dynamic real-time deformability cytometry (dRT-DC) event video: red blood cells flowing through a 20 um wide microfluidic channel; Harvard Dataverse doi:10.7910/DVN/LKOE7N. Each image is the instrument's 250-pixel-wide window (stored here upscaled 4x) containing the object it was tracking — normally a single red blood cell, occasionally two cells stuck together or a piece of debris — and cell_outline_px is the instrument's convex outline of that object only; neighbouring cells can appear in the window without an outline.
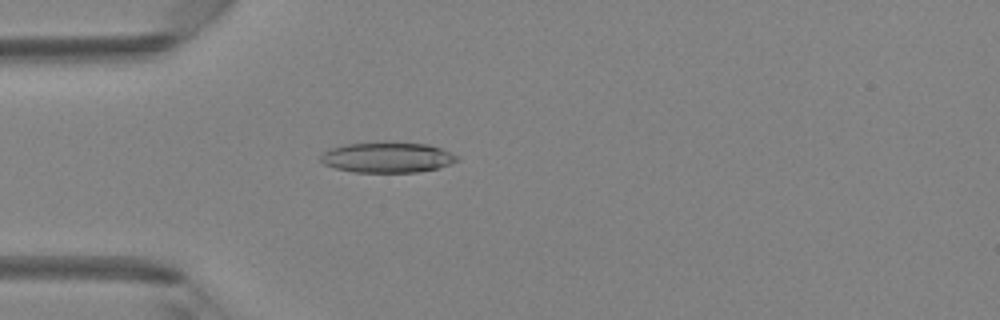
{"species": "Egyptian fruit bat (a non-hibernating species)", "species_latin": "Rousettus aegyptiacus", "temperature_condition": "room temperature", "stored_images_in_passage": 49, "camera_frame_rate_fps": 3000, "um_per_image_px": 0.085, "animal": {"sex": "female"}, "frame": {"image": 1, "passage_image": 14, "time_ms": 4.333, "image_size_px": [1000, 320], "cell_outline_px": [[460, 160], [440, 168], [416, 172], [352, 172], [336, 168], [324, 164], [320, 160], [320, 156], [328, 148], [348, 144], [384, 140], [428, 144], [440, 148], [460, 156]], "centroid_in_image_um": [32.95, 13.35], "position_along_channel_um": 52.1, "area_um2": 24.85}}
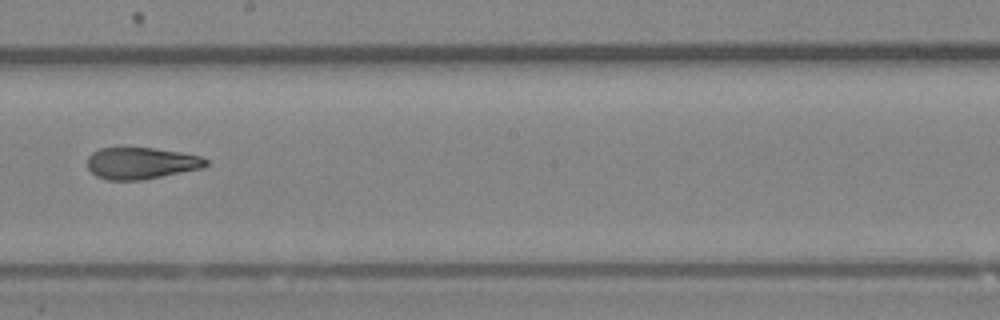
{"frame": {"image": 2, "passage_image": 28, "time_ms": 9.0, "image_size_px": [1000, 320], "cell_outline_px": [[208, 164], [204, 168], [140, 180], [108, 180], [96, 176], [88, 168], [88, 156], [92, 152], [100, 148], [156, 148], [180, 152], [200, 156], [208, 160]], "centroid_in_image_um": [12.01, 13.87], "position_along_channel_um": 236.2, "area_um2": 21.85}}
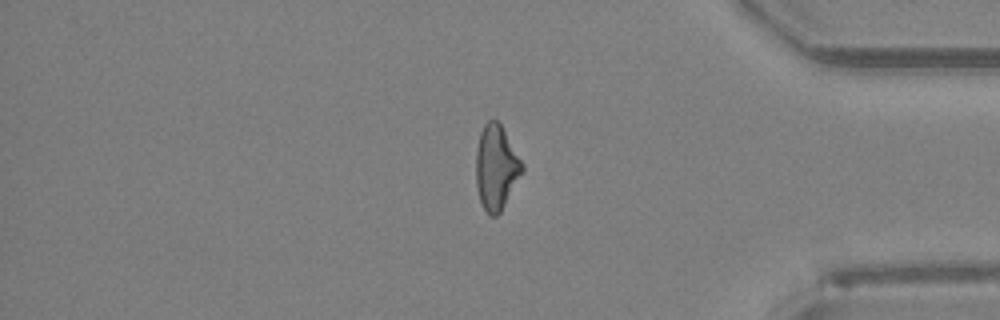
{"frame": {"image": 3, "passage_image": 41, "time_ms": 13.333, "image_size_px": [1000, 320], "cell_outline_px": [[524, 172], [500, 212], [496, 216], [488, 216], [480, 200], [476, 184], [476, 152], [480, 132], [484, 124], [488, 120], [496, 120], [500, 124], [524, 164]], "centroid_in_image_um": [42.18, 14.25], "position_along_channel_um": 393.0, "area_um2": 22.77}, "authors_computed_cell_mechanics": {"area_um2": 23.2356, "velocity_mm_per_s": 4.1639, "shape_relaxation_time_tau1_ms": 8.6235, "shape_relaxation_time_tau2_ms": 2.3213, "deformation_change_tau1": 0.2177, "deformation_change_tau2": 0.1028}}